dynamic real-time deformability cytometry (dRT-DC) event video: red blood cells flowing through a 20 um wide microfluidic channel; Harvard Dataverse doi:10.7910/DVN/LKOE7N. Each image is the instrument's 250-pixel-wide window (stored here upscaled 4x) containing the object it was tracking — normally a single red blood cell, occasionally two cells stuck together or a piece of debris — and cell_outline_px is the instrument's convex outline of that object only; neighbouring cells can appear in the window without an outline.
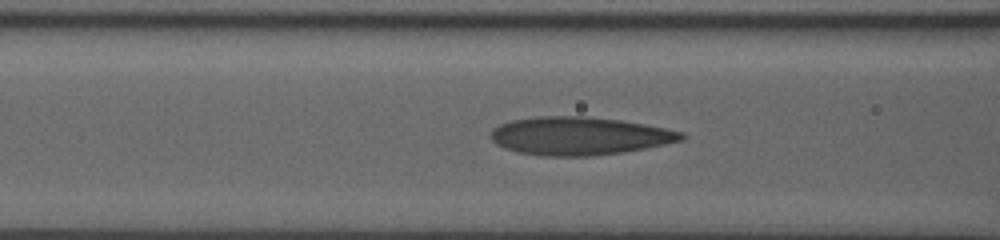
{"species": "human", "species_latin": "Homo sapiens", "temperature_condition": "room temperature", "stored_images_in_passage": 27, "camera_frame_rate_fps": 3000, "um_per_image_px": 0.085, "donor": {"sex": "male"}, "frame": {"image": 1, "passage_image": 6, "time_ms": 1.667, "image_size_px": [1000, 240], "cell_outline_px": [[684, 140], [624, 152], [592, 156], [544, 156], [516, 152], [504, 148], [496, 144], [492, 140], [492, 128], [500, 124], [512, 120], [540, 116], [580, 116], [620, 120], [644, 124], [684, 132]], "centroid_in_image_um": [49.23, 11.56], "position_along_channel_um": 117.4, "area_um2": 42.19}}
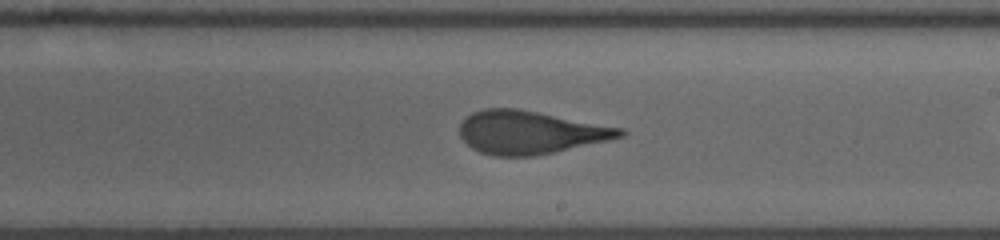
{"frame": {"image": 2, "passage_image": 16, "time_ms": 5.0, "image_size_px": [1000, 240], "cell_outline_px": [[628, 132], [624, 136], [608, 140], [556, 152], [536, 156], [492, 156], [480, 152], [472, 148], [460, 136], [460, 124], [472, 112], [484, 108], [520, 108], [624, 128]], "centroid_in_image_um": [45.09, 11.25], "position_along_channel_um": 243.9, "area_um2": 40.58}}
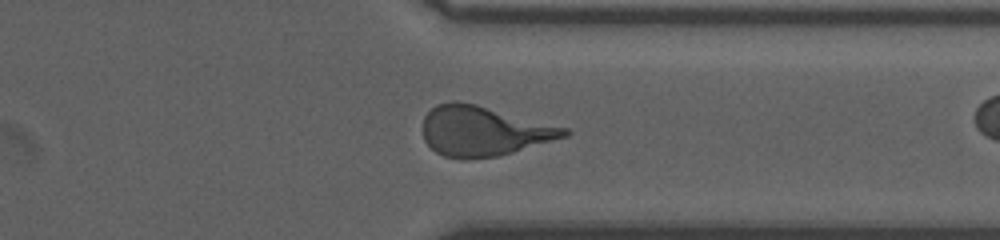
{"frame": {"image": 3, "passage_image": 26, "time_ms": 8.333, "image_size_px": [1000, 240], "cell_outline_px": [[572, 132], [568, 136], [512, 152], [496, 156], [468, 160], [460, 160], [444, 156], [436, 152], [424, 140], [424, 116], [436, 104], [452, 100], [456, 100], [476, 104], [568, 128]], "centroid_in_image_um": [41.09, 11.14], "position_along_channel_um": 370.3, "area_um2": 41.15}}